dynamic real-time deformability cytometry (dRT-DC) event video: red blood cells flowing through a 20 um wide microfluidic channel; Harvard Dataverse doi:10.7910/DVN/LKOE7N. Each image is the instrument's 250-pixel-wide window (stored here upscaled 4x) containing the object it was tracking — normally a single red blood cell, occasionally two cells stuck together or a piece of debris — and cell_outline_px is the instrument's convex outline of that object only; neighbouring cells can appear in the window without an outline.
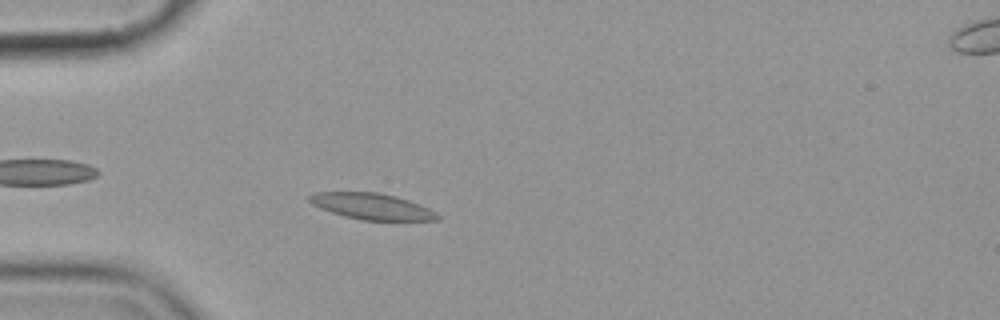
{"species": "common noctule bat (a hibernating species)", "species_latin": "Nyctalus noctula", "temperature_condition": "cold", "stored_images_in_passage": 6, "camera_frame_rate_fps": 3000, "um_per_image_px": 0.085, "animal": {"sex": "female", "body_mass_g": 19.9}, "frame": {"image": 1, "passage_image": 5, "time_ms": 5.0, "image_size_px": [1000, 320], "cell_outline_px": [[440, 220], [360, 220], [344, 216], [320, 208], [312, 204], [308, 200], [308, 196], [316, 192], [380, 192], [396, 196], [420, 204], [436, 212], [440, 216]], "centroid_in_image_um": [31.61, 17.54], "position_along_channel_um": 53.4, "area_um2": 19.54}}